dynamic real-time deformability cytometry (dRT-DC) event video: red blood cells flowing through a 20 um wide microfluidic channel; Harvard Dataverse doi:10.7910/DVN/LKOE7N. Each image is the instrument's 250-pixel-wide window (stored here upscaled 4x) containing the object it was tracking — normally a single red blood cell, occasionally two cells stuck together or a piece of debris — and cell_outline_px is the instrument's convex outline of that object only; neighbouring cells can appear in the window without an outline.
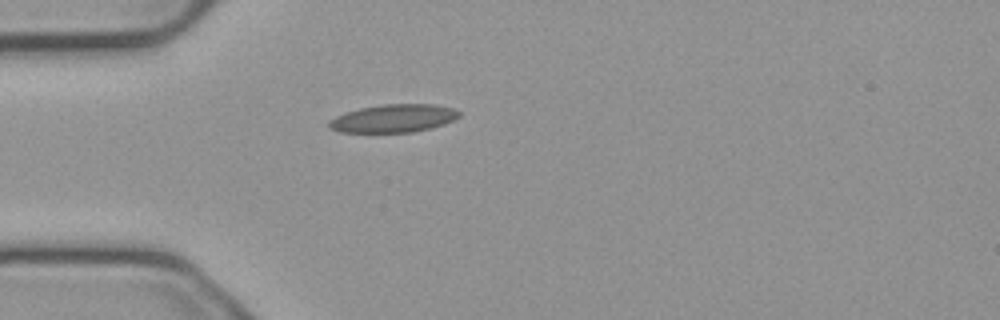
{"species": "common noctule bat (a hibernating species)", "species_latin": "Nyctalus noctula", "temperature_condition": "cold", "stored_images_in_passage": 40, "camera_frame_rate_fps": 3000, "um_per_image_px": 0.085, "animal": {"sex": "male", "body_mass_g": 23.1, "forearm_length_mm": 52.7}, "frame": {"image": 1, "passage_image": 1, "time_ms": 0.0, "image_size_px": [1000, 320], "cell_outline_px": [[460, 116], [456, 120], [444, 124], [412, 132], [340, 132], [328, 128], [328, 120], [344, 112], [360, 108], [380, 104], [436, 104], [452, 108], [460, 112]], "centroid_in_image_um": [33.43, 10.05], "position_along_channel_um": 51.6, "area_um2": 21.39}}
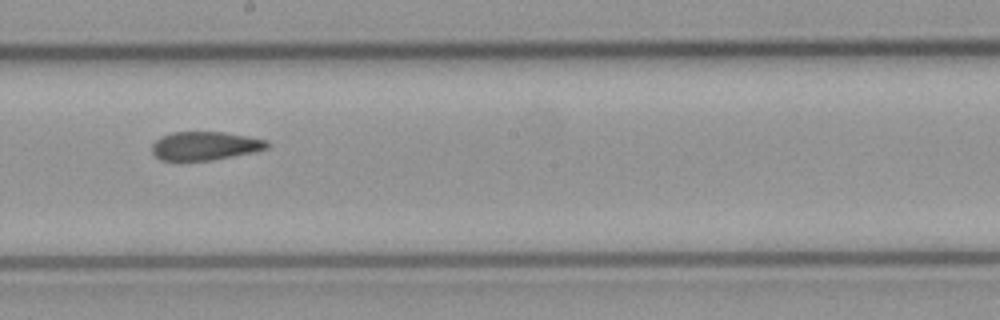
{"frame": {"image": 2, "passage_image": 16, "time_ms": 5.0, "image_size_px": [1000, 320], "cell_outline_px": [[268, 148], [256, 152], [212, 160], [160, 160], [152, 152], [152, 144], [160, 136], [172, 132], [224, 132], [248, 136], [268, 140]], "centroid_in_image_um": [17.44, 12.39], "position_along_channel_um": 230.8, "area_um2": 19.25}}
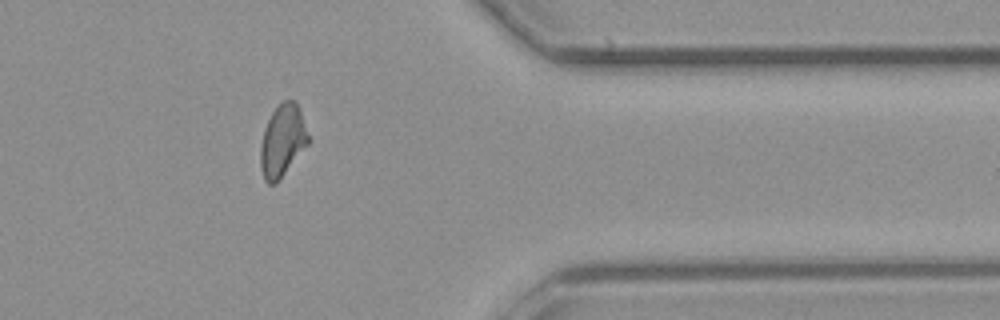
{"frame": {"image": 3, "passage_image": 30, "time_ms": 9.667, "image_size_px": [1000, 320], "cell_outline_px": [[312, 140], [276, 184], [268, 184], [264, 180], [260, 168], [260, 144], [264, 128], [272, 112], [284, 100], [292, 100], [296, 104], [300, 112]], "centroid_in_image_um": [24.01, 12.01], "position_along_channel_um": 387.4, "area_um2": 20.23}, "authors_computed_cell_mechanics": {"area_um2": 20.0855, "velocity_mm_per_s": 3.7476, "shape_relaxation_time_tau1_ms": null, "shape_relaxation_time_tau2_ms": 4.0874, "deformation_change_tau1": null, "deformation_change_tau2": 0.0988}}